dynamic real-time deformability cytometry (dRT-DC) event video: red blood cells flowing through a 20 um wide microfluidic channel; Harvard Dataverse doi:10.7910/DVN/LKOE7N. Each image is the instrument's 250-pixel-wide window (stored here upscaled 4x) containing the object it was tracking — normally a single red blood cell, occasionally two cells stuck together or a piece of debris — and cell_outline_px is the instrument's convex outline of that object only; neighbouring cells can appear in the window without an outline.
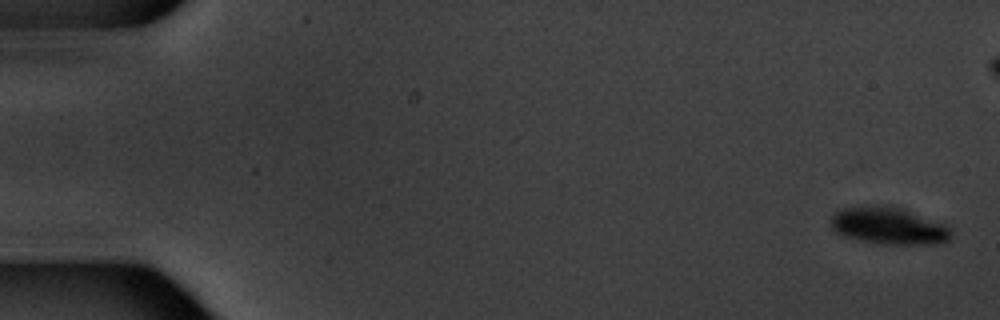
{"species": "common noctule bat (a hibernating species)", "species_latin": "Nyctalus noctula", "temperature_condition": "warm", "stored_images_in_passage": 6, "camera_frame_rate_fps": 3000, "um_per_image_px": 0.085, "animal": {"sex": "male", "body_mass_g": 20.1, "forearm_length_mm": 53.5}, "frame": {"image": 1, "passage_image": 1, "time_ms": 0.0, "image_size_px": [1000, 320], "cell_outline_px": [[952, 236], [944, 244], [880, 244], [860, 240], [844, 236], [836, 232], [832, 228], [828, 220], [840, 208], [864, 204], [884, 204], [904, 208], [948, 224], [952, 232]], "centroid_in_image_um": [75.56, 19.16], "position_along_channel_um": 9.4, "area_um2": 27.05}}